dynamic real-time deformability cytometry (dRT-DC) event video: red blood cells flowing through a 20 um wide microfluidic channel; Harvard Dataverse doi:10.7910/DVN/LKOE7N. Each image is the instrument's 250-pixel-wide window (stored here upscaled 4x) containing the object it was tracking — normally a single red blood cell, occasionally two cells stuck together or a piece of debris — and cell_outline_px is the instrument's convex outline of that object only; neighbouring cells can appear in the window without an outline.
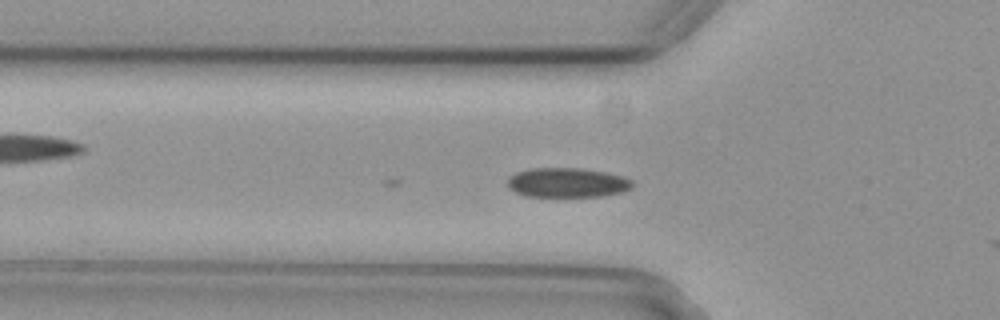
{"species": "common noctule bat (a hibernating species)", "species_latin": "Nyctalus noctula", "temperature_condition": "cold", "stored_images_in_passage": 2, "camera_frame_rate_fps": 3000, "um_per_image_px": 0.085, "animal": {"sex": "female", "body_mass_g": 29.2, "forearm_length_mm": 56.3}, "frame": {"image": 1, "passage_image": 2, "time_ms": 0.333, "image_size_px": [1000, 320], "cell_outline_px": [[632, 188], [624, 192], [604, 196], [524, 196], [508, 188], [508, 176], [516, 172], [532, 168], [580, 168], [608, 172], [624, 176], [632, 180]], "centroid_in_image_um": [48.24, 15.52], "position_along_channel_um": 77.6, "area_um2": 21.73}}